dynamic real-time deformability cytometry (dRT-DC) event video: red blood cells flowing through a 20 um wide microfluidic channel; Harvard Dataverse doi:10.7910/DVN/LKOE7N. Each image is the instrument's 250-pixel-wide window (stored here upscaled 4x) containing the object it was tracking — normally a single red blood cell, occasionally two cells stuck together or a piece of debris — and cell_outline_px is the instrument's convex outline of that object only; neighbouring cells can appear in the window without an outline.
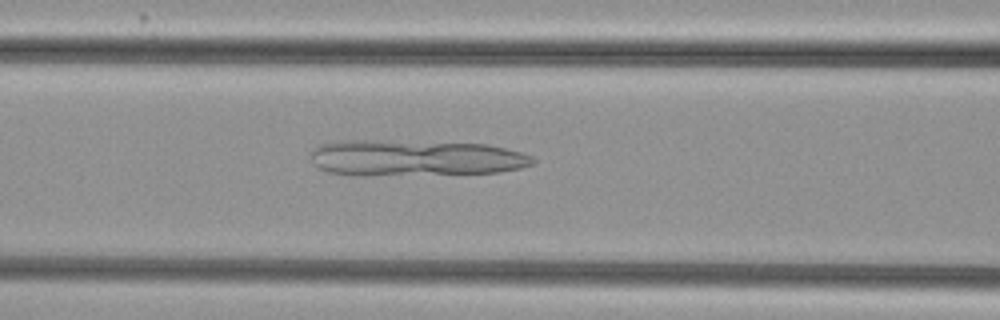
{"species": "common noctule bat (a hibernating species)", "species_latin": "Nyctalus noctula", "temperature_condition": "cold", "stored_images_in_passage": 53, "camera_frame_rate_fps": 3000, "um_per_image_px": 0.085, "animal": {"sex": "female", "body_mass_g": 29.2, "forearm_length_mm": 56.3}, "frame": {"image": 1, "passage_image": 23, "time_ms": 7.333, "image_size_px": [1000, 320], "cell_outline_px": [[536, 160], [532, 164], [520, 168], [500, 172], [368, 176], [352, 176], [328, 172], [316, 168], [312, 164], [312, 152], [320, 144], [332, 140], [376, 140], [488, 144], [520, 152], [532, 156]], "centroid_in_image_um": [35.2, 13.43], "position_along_channel_um": 131.4, "area_um2": 47.22}}
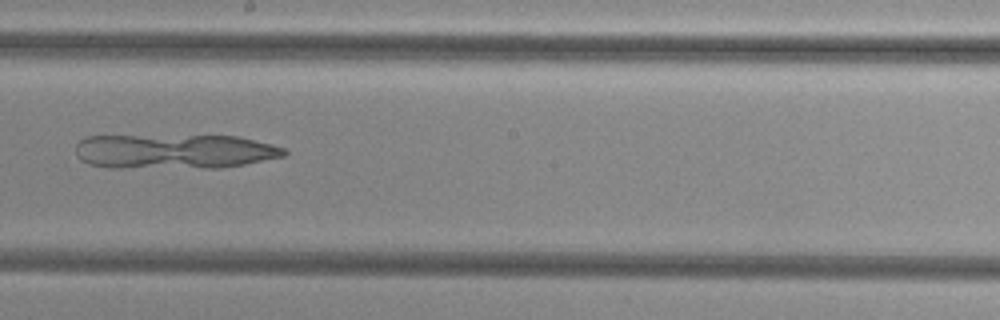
{"frame": {"image": 2, "passage_image": 31, "time_ms": 10.0, "image_size_px": [1000, 320], "cell_outline_px": [[288, 152], [284, 156], [244, 164], [216, 168], [108, 168], [88, 164], [80, 160], [76, 156], [76, 144], [84, 136], [240, 136], [272, 144], [284, 148]], "centroid_in_image_um": [14.78, 12.88], "position_along_channel_um": 233.4, "area_um2": 42.54}}
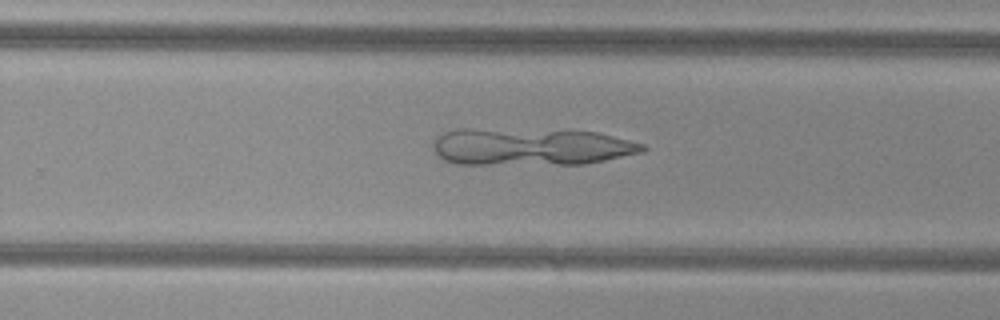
{"frame": {"image": 3, "passage_image": 35, "time_ms": 11.333, "image_size_px": [1000, 320], "cell_outline_px": [[648, 148], [644, 152], [584, 164], [456, 164], [444, 160], [432, 148], [432, 144], [436, 136], [444, 132], [464, 128], [468, 128], [596, 132], [644, 144]], "centroid_in_image_um": [45.09, 12.48], "position_along_channel_um": 284.7, "area_um2": 45.32}}